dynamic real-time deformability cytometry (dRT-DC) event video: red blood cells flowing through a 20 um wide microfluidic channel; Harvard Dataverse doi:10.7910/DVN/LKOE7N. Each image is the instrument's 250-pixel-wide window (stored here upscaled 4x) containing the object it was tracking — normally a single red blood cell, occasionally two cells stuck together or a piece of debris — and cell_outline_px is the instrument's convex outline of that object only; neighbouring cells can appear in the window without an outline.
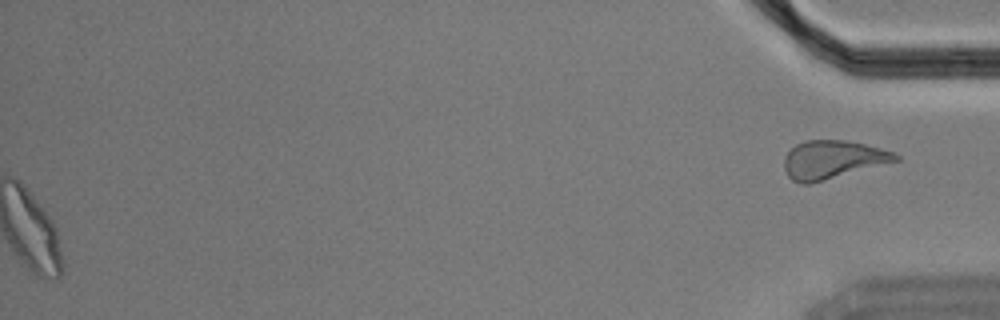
{"species": "Egyptian fruit bat (a non-hibernating species)", "species_latin": "Rousettus aegyptiacus", "temperature_condition": "cold", "stored_images_in_passage": 57, "segment_of_instrument_passage": [2, 2], "camera_frame_rate_fps": 3000, "um_per_image_px": 0.085, "animal": {"sex": "male"}, "frame": {"image": 1, "passage_image": 57, "time_ms": 18.667, "image_size_px": [1000, 320], "cell_outline_px": [[900, 160], [808, 184], [800, 184], [792, 180], [788, 176], [784, 168], [784, 156], [796, 144], [804, 140], [848, 140], [880, 148], [892, 152], [900, 156]], "centroid_in_image_um": [70.74, 13.56], "position_along_channel_um": 364.5, "area_um2": 24.68}}